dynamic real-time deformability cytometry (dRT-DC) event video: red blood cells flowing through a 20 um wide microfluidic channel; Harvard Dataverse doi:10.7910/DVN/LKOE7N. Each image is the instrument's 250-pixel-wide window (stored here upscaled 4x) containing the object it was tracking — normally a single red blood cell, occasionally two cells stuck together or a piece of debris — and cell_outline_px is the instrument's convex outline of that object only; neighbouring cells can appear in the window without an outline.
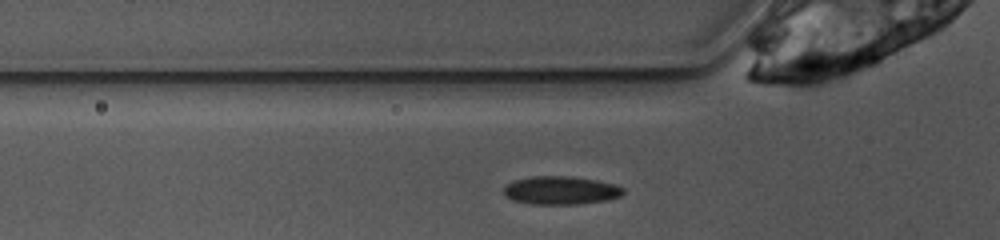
{"species": "common noctule bat (a hibernating species)", "species_latin": "Nyctalus noctula", "temperature_condition": "warm", "stored_images_in_passage": 24, "camera_frame_rate_fps": 3000, "um_per_image_px": 0.085, "animal": {"sex": "female", "body_mass_g": 10.0, "forearm_length_mm": 53.1}, "frame": {"image": 1, "passage_image": 2, "time_ms": 0.333, "image_size_px": [1000, 240], "cell_outline_px": [[624, 192], [620, 196], [604, 200], [576, 204], [532, 204], [512, 200], [504, 196], [504, 184], [516, 180], [532, 176], [572, 176], [596, 180], [616, 184], [624, 188]], "centroid_in_image_um": [47.64, 16.17], "position_along_channel_um": 78.2, "area_um2": 19.71}}
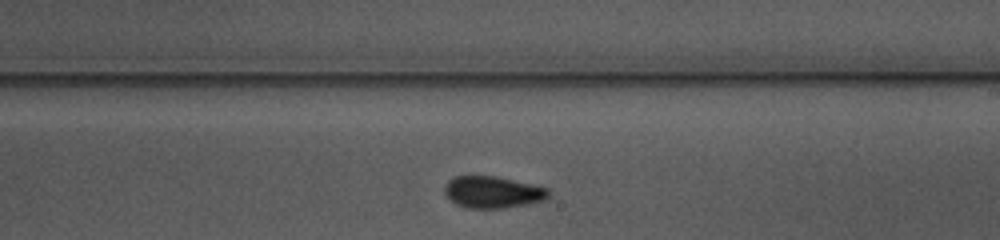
{"frame": {"image": 2, "passage_image": 15, "time_ms": 4.667, "image_size_px": [1000, 240], "cell_outline_px": [[552, 196], [544, 200], [504, 208], [468, 208], [456, 204], [448, 200], [444, 192], [444, 184], [448, 180], [456, 176], [492, 176], [532, 184], [548, 188]], "centroid_in_image_um": [41.85, 16.34], "position_along_channel_um": 247.1, "area_um2": 19.31}}
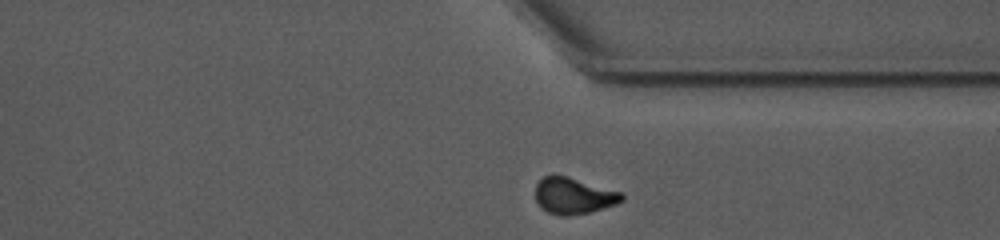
{"frame": {"image": 3, "passage_image": 24, "time_ms": 7.667, "image_size_px": [1000, 240], "cell_outline_px": [[624, 200], [616, 204], [588, 212], [568, 216], [560, 216], [548, 212], [540, 208], [536, 200], [536, 184], [544, 176], [552, 172], [568, 176], [624, 192]], "centroid_in_image_um": [48.75, 16.61], "position_along_channel_um": 362.7, "area_um2": 18.73}, "authors_computed_cell_mechanics": {"area_um2": 19.2185, "velocity_mm_per_s": 3.8752, "shape_relaxation_time_tau1_ms": 5.4267, "shape_relaxation_time_tau2_ms": 5.7351, "deformation_change_tau1": 0.1266, "deformation_change_tau2": 0.0797}}